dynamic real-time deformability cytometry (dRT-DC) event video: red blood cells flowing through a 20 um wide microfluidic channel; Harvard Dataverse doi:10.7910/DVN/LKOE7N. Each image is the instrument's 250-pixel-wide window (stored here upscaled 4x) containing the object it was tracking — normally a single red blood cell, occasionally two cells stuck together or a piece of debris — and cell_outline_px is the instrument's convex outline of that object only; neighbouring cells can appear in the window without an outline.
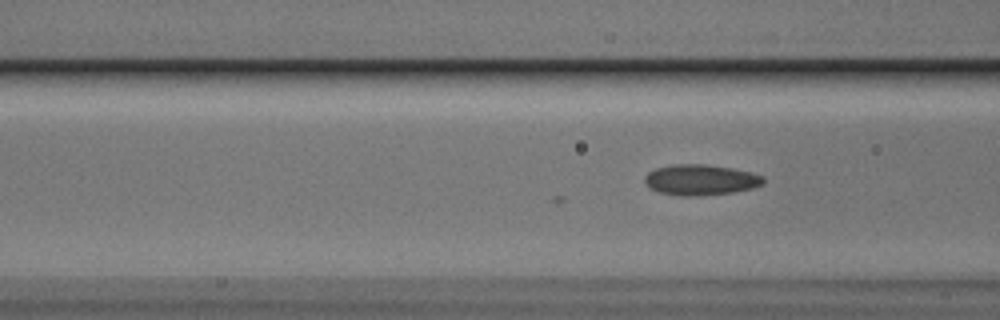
{"species": "Egyptian fruit bat (a non-hibernating species)", "species_latin": "Rousettus aegyptiacus", "temperature_condition": "cold", "stored_images_in_passage": 37, "camera_frame_rate_fps": 3000, "um_per_image_px": 0.085, "animal": {"sex": "male"}, "frame": {"image": 1, "passage_image": 4, "time_ms": 1.0, "image_size_px": [1000, 320], "cell_outline_px": [[764, 184], [752, 188], [732, 192], [700, 196], [680, 196], [660, 192], [648, 188], [644, 184], [644, 176], [648, 172], [656, 168], [676, 164], [704, 164], [732, 168], [752, 172], [764, 176]], "centroid_in_image_um": [59.53, 15.29], "position_along_channel_um": 107.1, "area_um2": 21.39}}
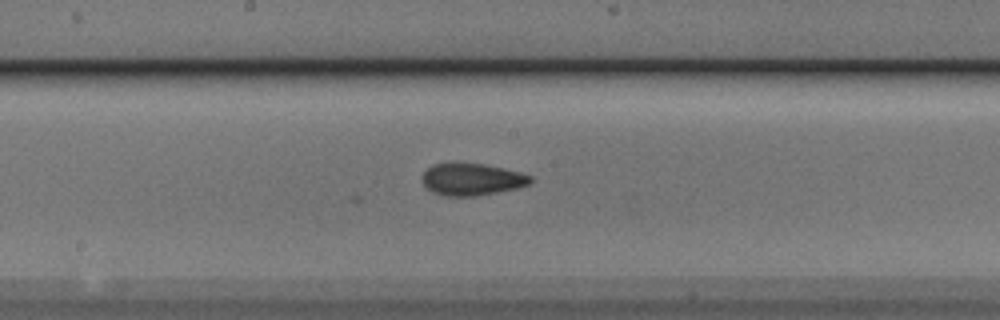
{"frame": {"image": 2, "passage_image": 12, "time_ms": 3.667, "image_size_px": [1000, 320], "cell_outline_px": [[532, 184], [516, 188], [476, 196], [444, 196], [432, 192], [420, 180], [424, 172], [432, 164], [452, 160], [484, 164], [520, 172], [532, 176]], "centroid_in_image_um": [40.06, 15.21], "position_along_channel_um": 208.1, "area_um2": 20.81}}
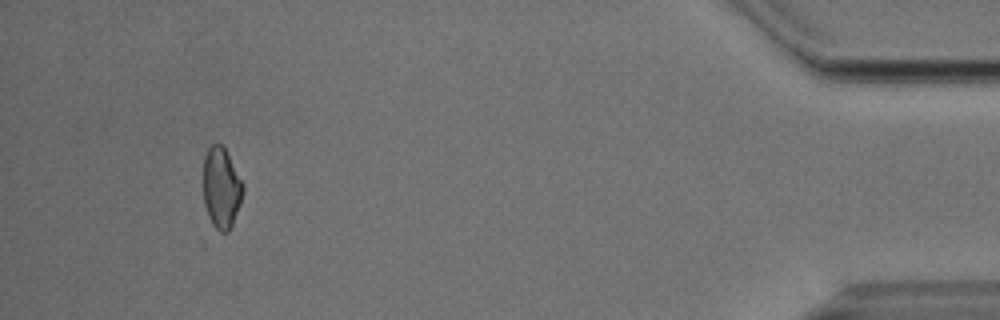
{"frame": {"image": 3, "passage_image": 34, "time_ms": 11.0, "image_size_px": [1000, 320], "cell_outline_px": [[244, 188], [240, 204], [232, 224], [228, 232], [212, 232], [204, 204], [204, 156], [208, 148], [212, 144], [220, 144], [224, 148], [244, 184]], "centroid_in_image_um": [18.8, 16.05], "position_along_channel_um": 416.4, "area_um2": 18.9}}